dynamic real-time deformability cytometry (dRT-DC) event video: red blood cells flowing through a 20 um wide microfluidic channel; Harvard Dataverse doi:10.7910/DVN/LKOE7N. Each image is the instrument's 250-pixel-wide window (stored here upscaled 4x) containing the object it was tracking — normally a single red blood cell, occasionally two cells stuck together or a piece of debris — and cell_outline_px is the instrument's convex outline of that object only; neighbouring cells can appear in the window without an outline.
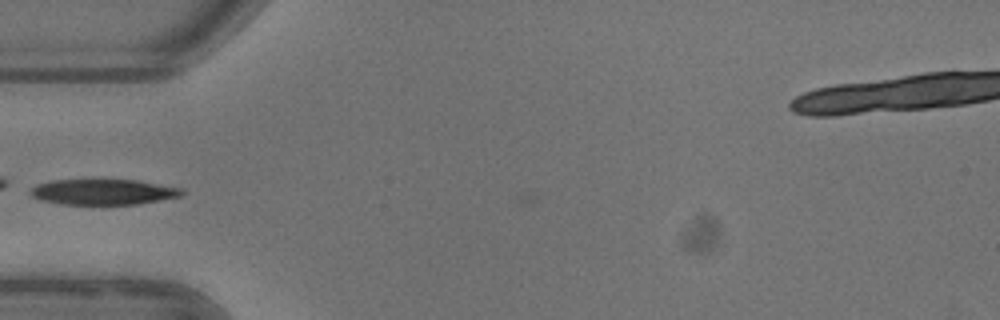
{"species": "common noctule bat (a hibernating species)", "species_latin": "Nyctalus noctula", "temperature_condition": "warm", "stored_images_in_passage": 3, "camera_frame_rate_fps": 3000, "um_per_image_px": 0.085, "animal": {"sex": "female"}, "frame": {"image": 1, "passage_image": 2, "time_ms": 0.333, "image_size_px": [1000, 320], "cell_outline_px": [[184, 192], [180, 196], [140, 204], [60, 204], [40, 200], [32, 196], [28, 192], [32, 188], [40, 184], [52, 180], [136, 180], [180, 188]], "centroid_in_image_um": [8.75, 16.32], "position_along_channel_um": 76.3, "area_um2": 22.31}}